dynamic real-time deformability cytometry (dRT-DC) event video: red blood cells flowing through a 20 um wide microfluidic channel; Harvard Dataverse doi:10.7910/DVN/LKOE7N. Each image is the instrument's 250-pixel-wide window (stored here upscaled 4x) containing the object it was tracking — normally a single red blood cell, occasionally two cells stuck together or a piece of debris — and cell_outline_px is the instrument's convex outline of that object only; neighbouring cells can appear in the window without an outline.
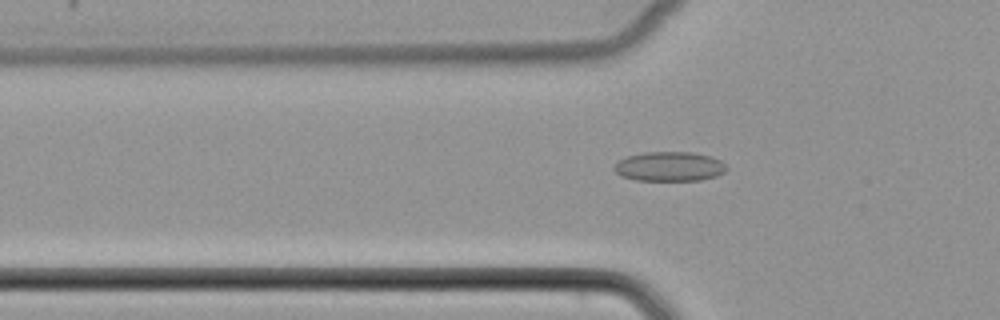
{"species": "common noctule bat (a hibernating species)", "species_latin": "Nyctalus noctula", "temperature_condition": "cold", "stored_images_in_passage": 26, "camera_frame_rate_fps": 3000, "um_per_image_px": 0.085, "animal": {"sex": "female", "body_mass_g": 22.7, "forearm_length_mm": 54.2}, "frame": {"image": 1, "passage_image": 18, "time_ms": 5.667, "image_size_px": [1000, 320], "cell_outline_px": [[728, 168], [724, 172], [716, 176], [700, 180], [636, 180], [620, 176], [612, 168], [620, 160], [628, 156], [644, 152], [692, 152], [712, 156], [720, 160]], "centroid_in_image_um": [56.91, 14.15], "position_along_channel_um": 68.9, "area_um2": 19.31}}
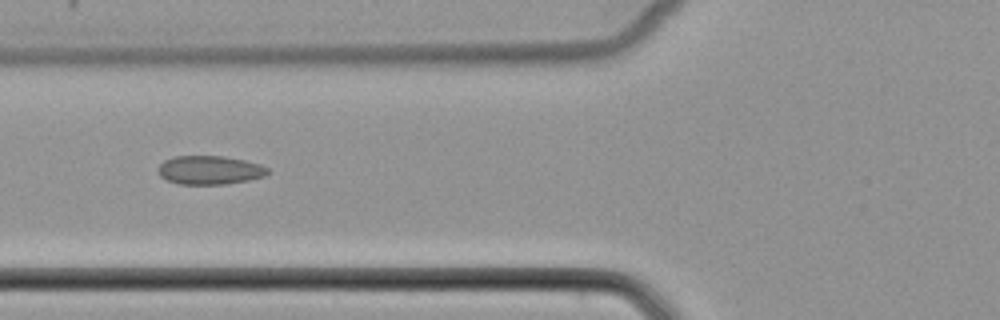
{"frame": {"image": 2, "passage_image": 21, "time_ms": 6.667, "image_size_px": [1000, 320], "cell_outline_px": [[268, 172], [264, 176], [248, 180], [224, 184], [180, 184], [168, 180], [160, 176], [156, 168], [164, 160], [172, 156], [224, 156], [244, 160], [260, 164], [268, 168]], "centroid_in_image_um": [17.79, 14.45], "position_along_channel_um": 108.0, "area_um2": 18.32}}
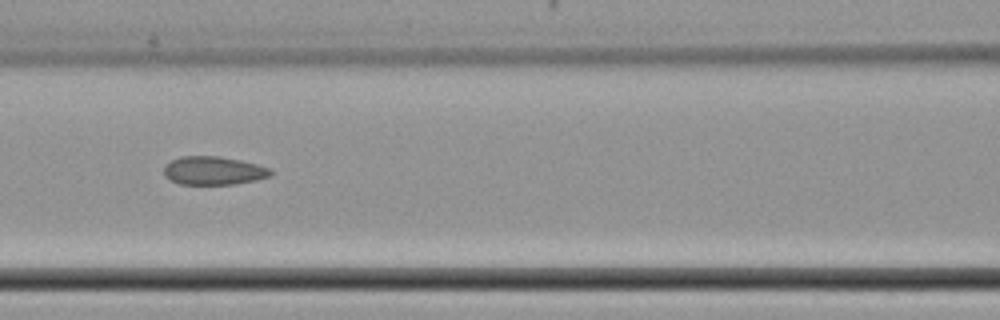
{"frame": {"image": 3, "passage_image": 24, "time_ms": 7.667, "image_size_px": [1000, 320], "cell_outline_px": [[272, 176], [256, 180], [236, 184], [180, 184], [164, 176], [164, 164], [180, 156], [220, 156], [240, 160], [256, 164], [268, 168], [272, 172]], "centroid_in_image_um": [18.14, 14.5], "position_along_channel_um": 148.5, "area_um2": 17.69}}